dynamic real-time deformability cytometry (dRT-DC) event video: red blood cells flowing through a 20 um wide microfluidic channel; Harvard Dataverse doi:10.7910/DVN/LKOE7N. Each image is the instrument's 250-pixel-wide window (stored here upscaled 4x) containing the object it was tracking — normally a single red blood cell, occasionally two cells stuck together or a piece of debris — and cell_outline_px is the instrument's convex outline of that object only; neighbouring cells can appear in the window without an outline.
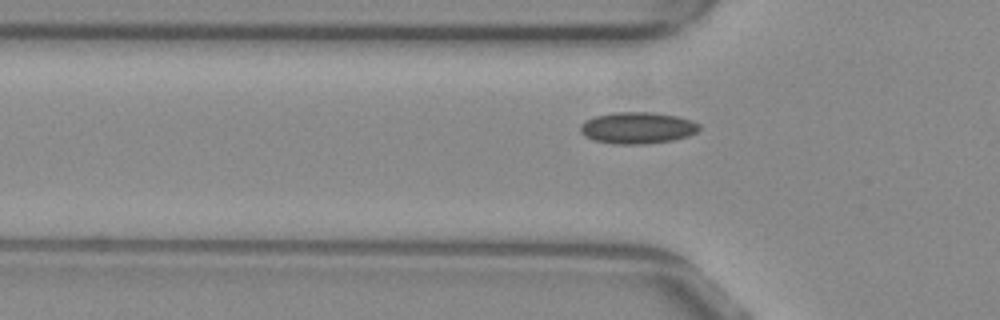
{"species": "common noctule bat (a hibernating species)", "species_latin": "Nyctalus noctula", "temperature_condition": "warm", "stored_images_in_passage": 29, "camera_frame_rate_fps": 3000, "um_per_image_px": 0.085, "animal": {"sex": "female", "body_mass_g": 29.2, "forearm_length_mm": 56.3}, "frame": {"image": 1, "passage_image": 3, "time_ms": 0.667, "image_size_px": [1000, 320], "cell_outline_px": [[700, 128], [696, 132], [688, 136], [672, 140], [644, 144], [616, 144], [596, 140], [584, 136], [580, 132], [580, 124], [584, 120], [596, 116], [616, 112], [656, 112], [676, 116], [692, 120], [700, 124]], "centroid_in_image_um": [54.18, 10.86], "position_along_channel_um": 71.6, "area_um2": 21.91}}
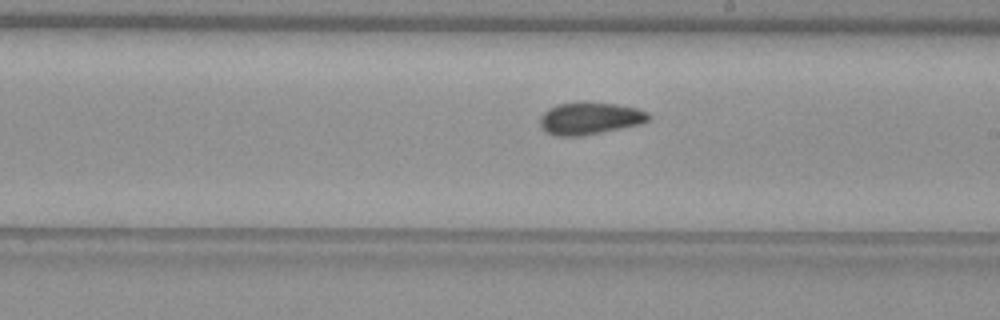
{"frame": {"image": 2, "passage_image": 16, "time_ms": 5.0, "image_size_px": [1000, 320], "cell_outline_px": [[652, 116], [648, 120], [640, 124], [580, 136], [556, 136], [544, 132], [540, 128], [540, 116], [548, 108], [556, 104], [580, 100], [584, 100], [620, 104], [636, 108], [648, 112]], "centroid_in_image_um": [50.09, 10.02], "position_along_channel_um": 238.9, "area_um2": 20.98}}
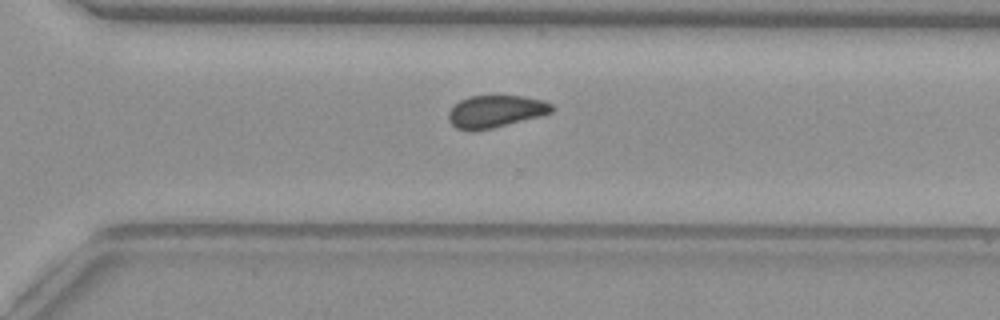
{"frame": {"image": 3, "passage_image": 23, "time_ms": 7.333, "image_size_px": [1000, 320], "cell_outline_px": [[556, 108], [552, 112], [540, 116], [492, 128], [456, 128], [448, 120], [448, 112], [460, 100], [468, 96], [524, 96], [540, 100], [552, 104]], "centroid_in_image_um": [42.16, 9.44], "position_along_channel_um": 328.4, "area_um2": 18.9}}